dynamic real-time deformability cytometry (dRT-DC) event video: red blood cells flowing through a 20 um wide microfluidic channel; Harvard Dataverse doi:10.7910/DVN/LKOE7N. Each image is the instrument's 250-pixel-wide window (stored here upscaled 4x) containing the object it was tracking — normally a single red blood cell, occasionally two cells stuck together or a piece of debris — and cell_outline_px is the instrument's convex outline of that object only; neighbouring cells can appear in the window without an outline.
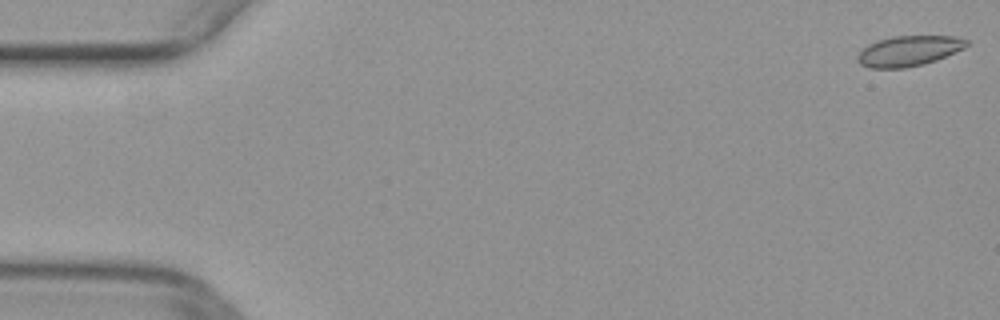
{"species": "common noctule bat (a hibernating species)", "species_latin": "Nyctalus noctula", "temperature_condition": "warm", "stored_images_in_passage": 13, "camera_frame_rate_fps": 3000, "um_per_image_px": 0.085, "animal": {"sex": "female", "body_mass_g": 29.2, "forearm_length_mm": 56.3}, "frame": {"image": 1, "passage_image": 1, "time_ms": 0.0, "image_size_px": [1000, 320], "cell_outline_px": [[968, 44], [964, 48], [936, 60], [924, 64], [904, 68], [868, 68], [860, 64], [856, 60], [856, 56], [868, 44], [892, 36], [956, 36], [968, 40]], "centroid_in_image_um": [77.23, 4.33], "position_along_channel_um": 7.8, "area_um2": 19.25}}